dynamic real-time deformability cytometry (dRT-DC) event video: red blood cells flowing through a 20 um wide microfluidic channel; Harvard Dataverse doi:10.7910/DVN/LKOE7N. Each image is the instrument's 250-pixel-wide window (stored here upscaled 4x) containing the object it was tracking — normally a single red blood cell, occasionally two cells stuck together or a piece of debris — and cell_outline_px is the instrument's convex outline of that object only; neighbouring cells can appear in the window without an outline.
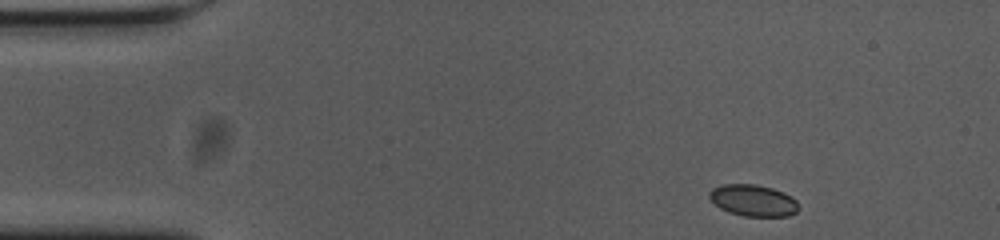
{"species": "common noctule bat (a hibernating species)", "species_latin": "Nyctalus noctula", "temperature_condition": "cold", "stored_images_in_passage": 50, "camera_frame_rate_fps": 3000, "um_per_image_px": 0.085, "animal": {"sex": "female", "body_mass_g": 23.0, "forearm_length_mm": 53.4}, "frame": {"image": 1, "passage_image": 1, "time_ms": 0.0, "image_size_px": [1000, 240], "cell_outline_px": [[796, 212], [788, 216], [744, 216], [728, 212], [720, 208], [708, 196], [708, 192], [712, 188], [724, 184], [756, 184], [772, 188], [784, 192], [792, 196], [796, 200]], "centroid_in_image_um": [64.0, 17.03], "position_along_channel_um": 21.0, "area_um2": 16.36}}
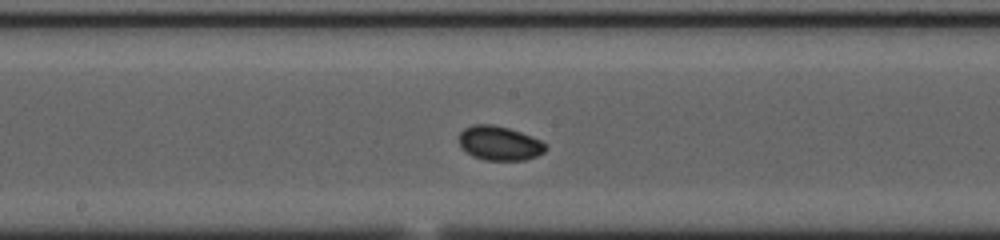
{"frame": {"image": 2, "passage_image": 23, "time_ms": 7.333, "image_size_px": [1000, 240], "cell_outline_px": [[548, 148], [544, 152], [536, 156], [524, 160], [484, 160], [472, 156], [460, 144], [460, 132], [464, 128], [472, 124], [492, 124], [508, 128], [532, 136], [540, 140]], "centroid_in_image_um": [42.46, 12.17], "position_along_channel_um": 205.7, "area_um2": 17.17}}
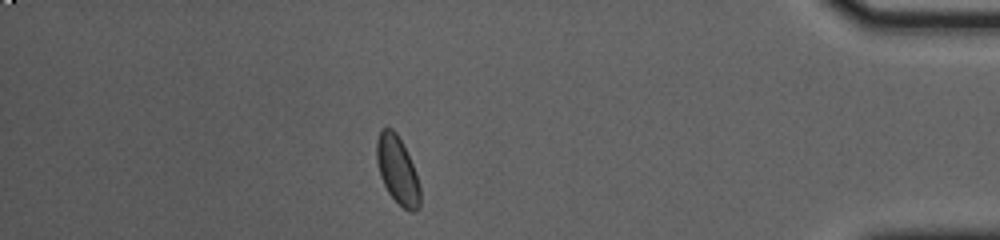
{"frame": {"image": 3, "passage_image": 43, "time_ms": 14.0, "image_size_px": [1000, 240], "cell_outline_px": [[420, 208], [416, 212], [412, 212], [404, 208], [388, 192], [380, 176], [376, 160], [376, 140], [380, 128], [392, 128], [396, 132], [416, 172], [420, 188]], "centroid_in_image_um": [33.77, 14.46], "position_along_channel_um": 401.4, "area_um2": 17.05}}